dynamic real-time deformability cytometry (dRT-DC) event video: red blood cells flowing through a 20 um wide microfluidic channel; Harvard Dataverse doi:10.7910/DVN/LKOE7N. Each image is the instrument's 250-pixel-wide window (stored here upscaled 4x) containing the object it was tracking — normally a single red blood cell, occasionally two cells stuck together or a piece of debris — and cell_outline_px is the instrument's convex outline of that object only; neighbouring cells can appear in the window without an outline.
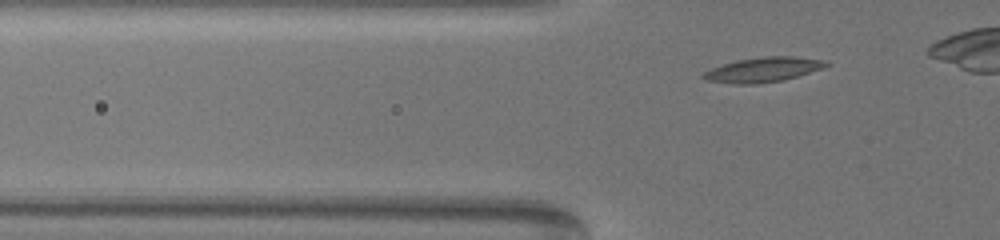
{"species": "common noctule bat (a hibernating species)", "species_latin": "Nyctalus noctula", "temperature_condition": "warm", "stored_images_in_passage": 39, "camera_frame_rate_fps": 3000, "um_per_image_px": 0.085, "animal": {"sex": "female", "body_mass_g": 19.5, "forearm_length_mm": 54.1}, "frame": {"image": 1, "passage_image": 6, "time_ms": 1.667, "image_size_px": [1000, 240], "cell_outline_px": [[832, 64], [784, 80], [756, 84], [732, 84], [708, 80], [700, 76], [704, 72], [712, 68], [736, 60], [764, 56], [792, 56], [824, 60]], "centroid_in_image_um": [64.84, 5.92], "position_along_channel_um": 61.0, "area_um2": 17.51}}
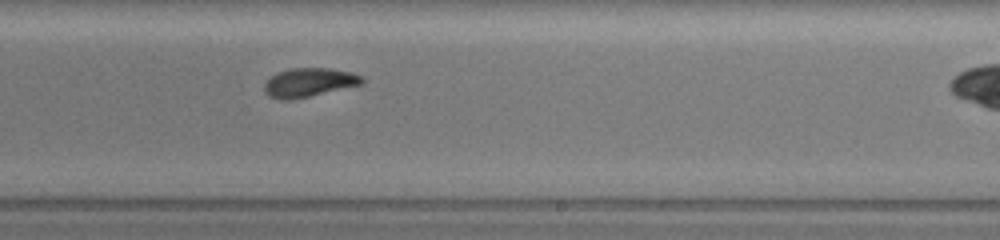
{"frame": {"image": 2, "passage_image": 25, "time_ms": 8.0, "image_size_px": [1000, 240], "cell_outline_px": [[364, 84], [308, 96], [288, 100], [284, 100], [268, 96], [264, 92], [264, 84], [276, 72], [292, 68], [328, 68], [352, 72], [364, 76]], "centroid_in_image_um": [26.29, 7.0], "position_along_channel_um": 262.7, "area_um2": 16.42}}
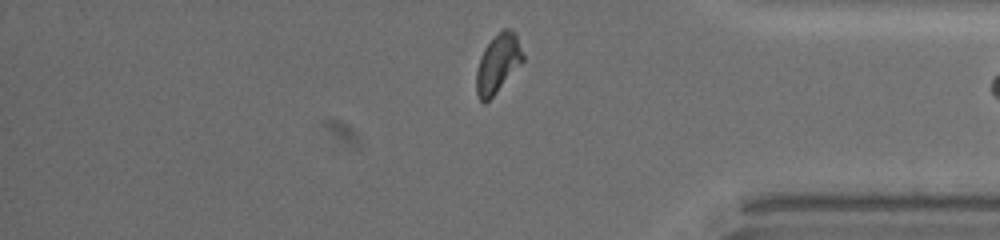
{"frame": {"image": 3, "passage_image": 38, "time_ms": 12.333, "image_size_px": [1000, 240], "cell_outline_px": [[524, 60], [496, 92], [484, 104], [480, 100], [476, 92], [476, 72], [484, 48], [504, 28], [508, 28], [516, 32], [524, 56]], "centroid_in_image_um": [42.33, 5.39], "position_along_channel_um": 392.9, "area_um2": 15.55}}